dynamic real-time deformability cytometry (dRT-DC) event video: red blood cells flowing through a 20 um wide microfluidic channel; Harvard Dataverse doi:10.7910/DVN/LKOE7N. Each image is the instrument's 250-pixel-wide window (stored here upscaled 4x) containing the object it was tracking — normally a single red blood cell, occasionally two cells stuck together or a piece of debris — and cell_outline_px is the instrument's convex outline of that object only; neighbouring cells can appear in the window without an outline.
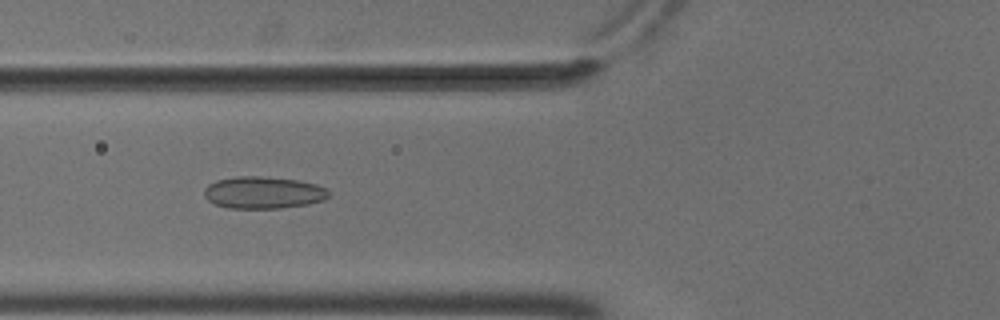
{"species": "common noctule bat (a hibernating species)", "species_latin": "Nyctalus noctula", "temperature_condition": "cold", "stored_images_in_passage": 10, "camera_frame_rate_fps": 3000, "um_per_image_px": 0.085, "animal": {"sex": "male", "body_mass_g": 18.8}, "frame": {"image": 1, "passage_image": 6, "time_ms": 1.667, "image_size_px": [1000, 320], "cell_outline_px": [[328, 196], [324, 200], [308, 204], [280, 208], [228, 208], [216, 204], [208, 200], [204, 196], [204, 188], [208, 184], [216, 180], [236, 176], [260, 176], [300, 180], [316, 184], [324, 188], [328, 192]], "centroid_in_image_um": [22.35, 16.36], "position_along_channel_um": 103.4, "area_um2": 23.29}}
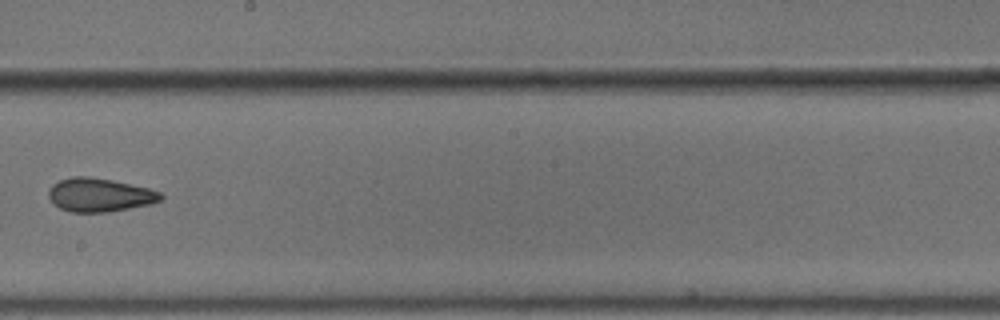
{"frame": {"image": 2, "passage_image": 9, "time_ms": 2.667, "image_size_px": [1000, 320], "cell_outline_px": [[164, 196], [160, 200], [152, 204], [108, 212], [72, 212], [60, 208], [52, 204], [48, 196], [48, 188], [52, 184], [60, 180], [72, 176], [88, 176], [112, 180], [148, 188], [160, 192]], "centroid_in_image_um": [8.43, 16.57], "position_along_channel_um": 239.8, "area_um2": 22.08}}
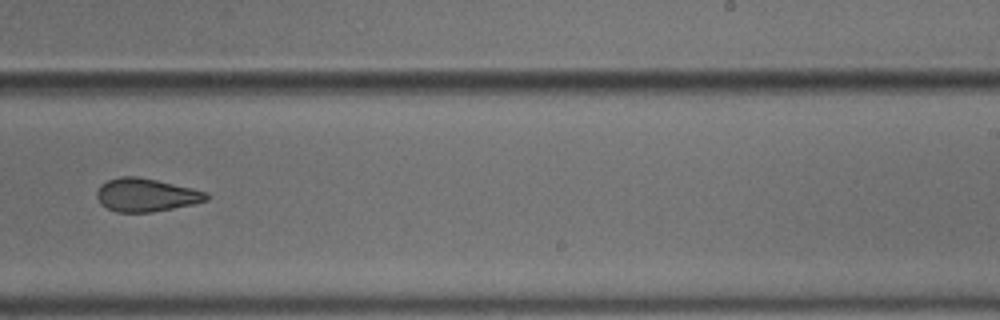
{"frame": {"image": 3, "passage_image": 10, "time_ms": 3.0, "image_size_px": [1000, 320], "cell_outline_px": [[208, 200], [192, 204], [152, 212], [116, 212], [100, 204], [96, 196], [96, 192], [100, 184], [108, 180], [120, 176], [136, 176], [156, 180], [192, 188], [208, 192]], "centroid_in_image_um": [12.38, 16.57], "position_along_channel_um": 276.6, "area_um2": 21.15}}